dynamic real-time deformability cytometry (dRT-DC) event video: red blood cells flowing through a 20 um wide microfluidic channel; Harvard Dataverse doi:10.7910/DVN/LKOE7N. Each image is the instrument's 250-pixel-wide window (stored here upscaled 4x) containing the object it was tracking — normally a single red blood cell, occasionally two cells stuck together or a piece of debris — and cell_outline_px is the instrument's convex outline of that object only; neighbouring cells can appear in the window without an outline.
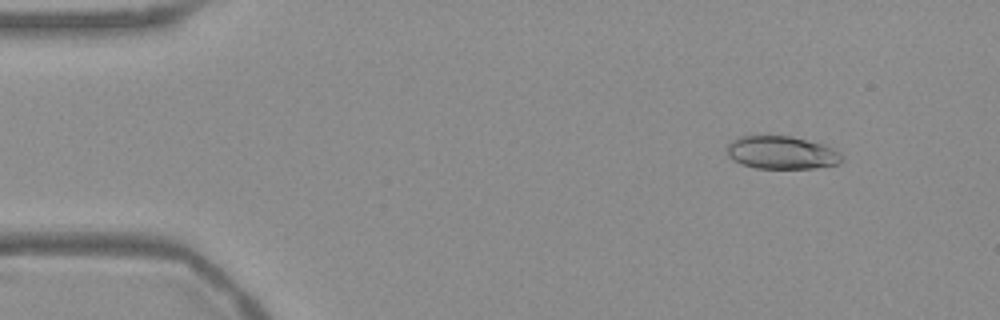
{"species": "Egyptian fruit bat (a non-hibernating species)", "species_latin": "Rousettus aegyptiacus", "temperature_condition": "warm", "stored_images_in_passage": 54, "camera_frame_rate_fps": 3000, "um_per_image_px": 0.085, "frame": {"image": 1, "passage_image": 6, "time_ms": 1.667, "image_size_px": [1000, 320], "cell_outline_px": [[844, 160], [840, 164], [816, 168], [756, 168], [740, 164], [732, 160], [728, 156], [728, 144], [732, 140], [740, 136], [792, 136], [824, 144], [840, 152], [844, 156]], "centroid_in_image_um": [66.48, 12.98], "position_along_channel_um": 18.5, "area_um2": 22.31}}
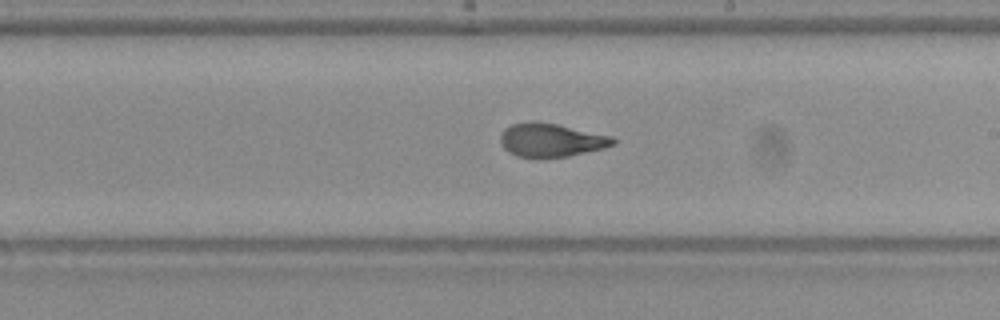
{"frame": {"image": 2, "passage_image": 31, "time_ms": 10.0, "image_size_px": [1000, 320], "cell_outline_px": [[616, 144], [604, 148], [568, 156], [536, 160], [516, 156], [508, 152], [500, 144], [500, 136], [504, 128], [512, 124], [532, 120], [556, 124], [612, 136], [616, 140]], "centroid_in_image_um": [46.79, 11.93], "position_along_channel_um": 242.2, "area_um2": 22.54}}
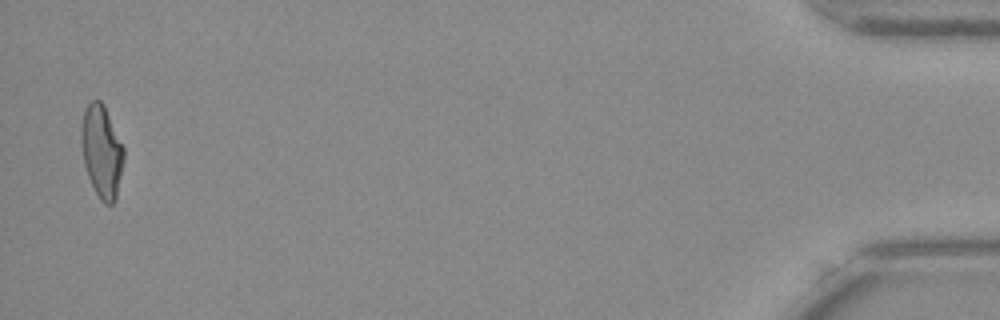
{"frame": {"image": 3, "passage_image": 53, "time_ms": 17.333, "image_size_px": [1000, 320], "cell_outline_px": [[124, 160], [116, 200], [112, 204], [104, 204], [100, 200], [88, 176], [84, 164], [80, 144], [80, 124], [84, 108], [92, 100], [100, 100], [104, 104], [124, 148]], "centroid_in_image_um": [8.63, 12.85], "position_along_channel_um": 426.6, "area_um2": 23.24}, "authors_computed_cell_mechanics": {"area_um2": 22.3686, "velocity_mm_per_s": 3.7767, "shape_relaxation_time_tau1_ms": 7.231, "shape_relaxation_time_tau2_ms": 1.0353, "deformation_change_tau1": 0.2268, "deformation_change_tau2": 0.0769}}